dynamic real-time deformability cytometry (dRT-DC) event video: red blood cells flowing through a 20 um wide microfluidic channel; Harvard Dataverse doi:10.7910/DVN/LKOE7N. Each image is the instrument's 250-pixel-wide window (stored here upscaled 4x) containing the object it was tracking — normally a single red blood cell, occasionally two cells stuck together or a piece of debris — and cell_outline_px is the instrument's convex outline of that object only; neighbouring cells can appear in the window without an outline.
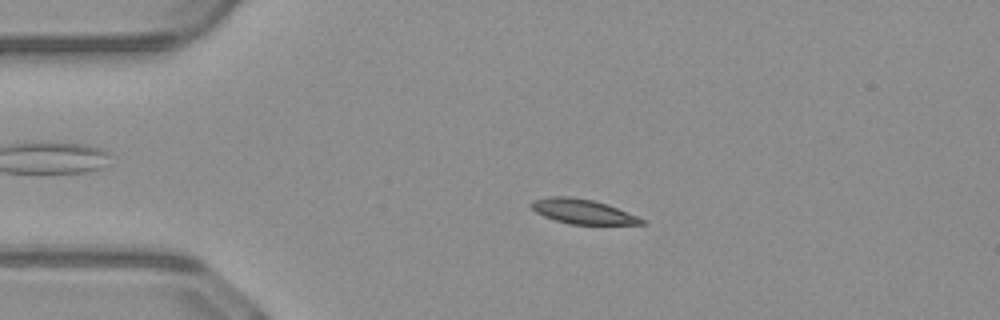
{"species": "common noctule bat (a hibernating species)", "species_latin": "Nyctalus noctula", "temperature_condition": "warm", "stored_images_in_passage": 36, "camera_frame_rate_fps": 3000, "um_per_image_px": 0.085, "animal": {"sex": "male", "body_mass_g": 23.1, "forearm_length_mm": 52.7}, "frame": {"image": 1, "passage_image": 11, "time_ms": 3.333, "image_size_px": [1000, 320], "cell_outline_px": [[648, 224], [572, 224], [556, 220], [544, 216], [536, 212], [528, 204], [532, 200], [548, 196], [568, 196], [592, 200], [608, 204], [648, 220]], "centroid_in_image_um": [49.55, 17.97], "position_along_channel_um": 35.4, "area_um2": 15.95}}
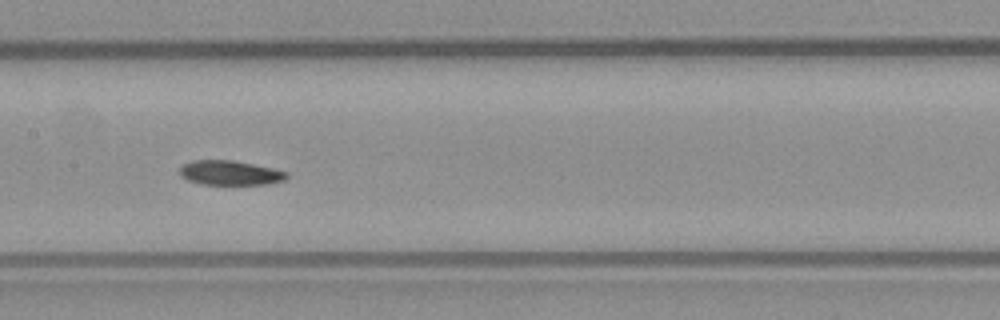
{"frame": {"image": 2, "passage_image": 25, "time_ms": 8.0, "image_size_px": [1000, 320], "cell_outline_px": [[288, 176], [284, 180], [268, 184], [200, 184], [188, 180], [180, 176], [180, 168], [184, 164], [192, 160], [232, 160], [272, 168], [288, 172]], "centroid_in_image_um": [19.54, 14.69], "position_along_channel_um": 187.9, "area_um2": 15.2}}
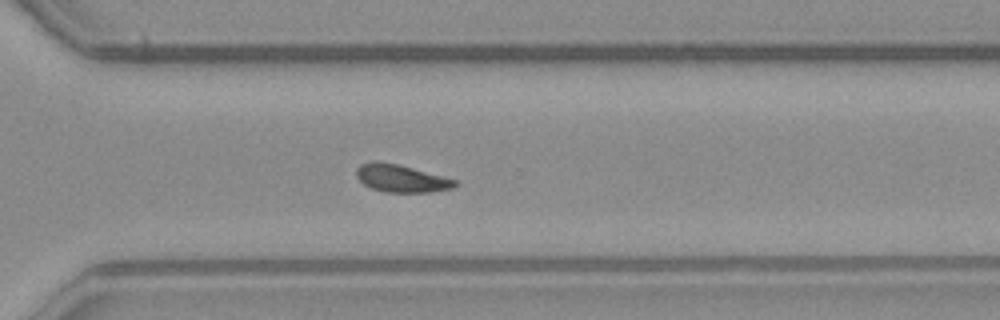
{"frame": {"image": 3, "passage_image": 36, "time_ms": 11.667, "image_size_px": [1000, 320], "cell_outline_px": [[460, 184], [452, 188], [432, 192], [384, 192], [372, 188], [364, 184], [356, 176], [356, 168], [360, 164], [376, 160], [396, 164], [412, 168], [456, 180]], "centroid_in_image_um": [34.09, 15.16], "position_along_channel_um": 336.5, "area_um2": 15.72}}